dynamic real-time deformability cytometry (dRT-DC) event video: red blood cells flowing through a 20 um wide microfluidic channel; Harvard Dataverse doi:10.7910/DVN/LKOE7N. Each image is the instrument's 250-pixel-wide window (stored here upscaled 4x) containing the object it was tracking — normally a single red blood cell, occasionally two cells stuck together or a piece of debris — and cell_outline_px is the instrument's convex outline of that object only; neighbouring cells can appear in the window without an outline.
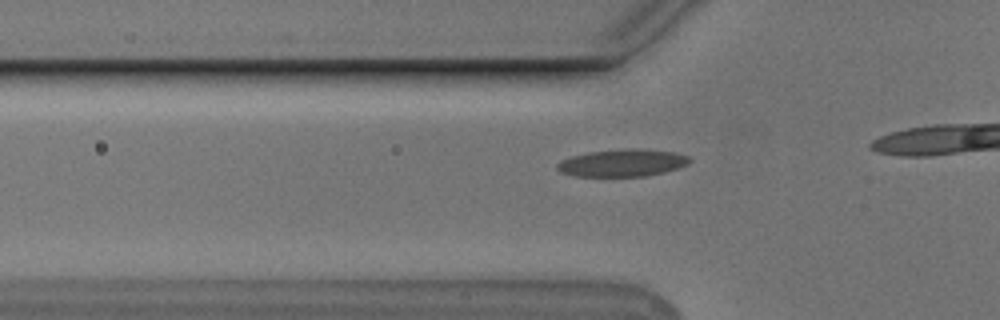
{"species": "Egyptian fruit bat (a non-hibernating species)", "species_latin": "Rousettus aegyptiacus", "temperature_condition": "cold", "stored_images_in_passage": 7, "camera_frame_rate_fps": 3000, "um_per_image_px": 0.085, "animal": {"sex": "male"}, "frame": {"image": 1, "passage_image": 2, "time_ms": 0.333, "image_size_px": [1000, 320], "cell_outline_px": [[692, 160], [688, 164], [664, 172], [644, 176], [576, 176], [560, 172], [556, 168], [556, 164], [560, 160], [572, 156], [588, 152], [624, 148], [628, 148], [676, 152], [688, 156]], "centroid_in_image_um": [52.88, 13.84], "position_along_channel_um": 72.9, "area_um2": 21.04}}
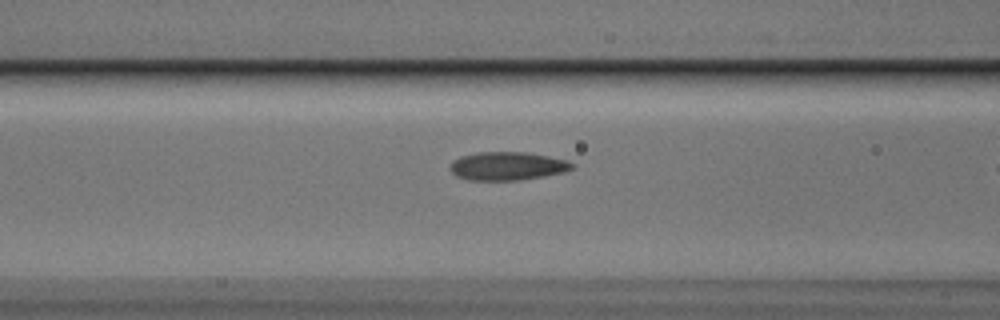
{"frame": {"image": 2, "passage_image": 6, "time_ms": 1.667, "image_size_px": [1000, 320], "cell_outline_px": [[576, 164], [572, 168], [564, 172], [544, 176], [520, 180], [468, 180], [456, 176], [448, 168], [452, 160], [460, 156], [476, 152], [524, 152], [548, 156], [568, 160]], "centroid_in_image_um": [43.1, 14.11], "position_along_channel_um": 123.5, "area_um2": 20.35}}